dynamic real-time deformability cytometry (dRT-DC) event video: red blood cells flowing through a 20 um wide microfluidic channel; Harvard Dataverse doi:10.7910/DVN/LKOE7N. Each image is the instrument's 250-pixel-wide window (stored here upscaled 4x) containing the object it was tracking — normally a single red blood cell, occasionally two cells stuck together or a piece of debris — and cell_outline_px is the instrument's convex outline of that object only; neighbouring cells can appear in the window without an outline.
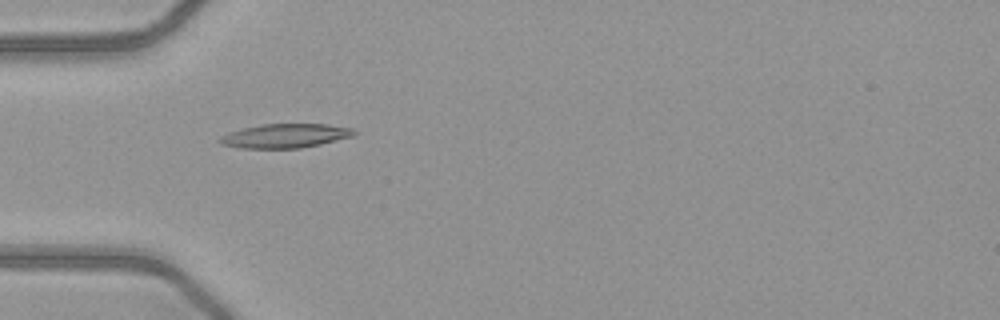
{"species": "common noctule bat (a hibernating species)", "species_latin": "Nyctalus noctula", "temperature_condition": "warm", "stored_images_in_passage": 51, "camera_frame_rate_fps": 3000, "um_per_image_px": 0.085, "animal": {"sex": "female", "body_mass_g": 21.9}, "frame": {"image": 1, "passage_image": 16, "time_ms": 5.0, "image_size_px": [1000, 320], "cell_outline_px": [[356, 132], [352, 136], [320, 144], [300, 148], [240, 148], [220, 144], [216, 140], [220, 136], [244, 128], [264, 124], [328, 124], [352, 128]], "centroid_in_image_um": [24.22, 11.55], "position_along_channel_um": 60.8, "area_um2": 18.67}}
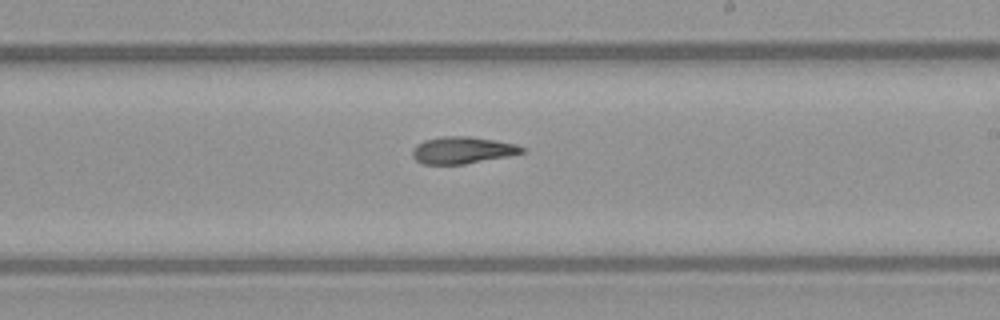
{"frame": {"image": 2, "passage_image": 30, "time_ms": 9.667, "image_size_px": [1000, 320], "cell_outline_px": [[524, 152], [508, 156], [464, 164], [424, 164], [416, 160], [412, 156], [412, 148], [416, 144], [424, 140], [440, 136], [468, 136], [496, 140], [516, 144], [524, 148]], "centroid_in_image_um": [39.27, 12.75], "position_along_channel_um": 249.7, "area_um2": 17.22}}
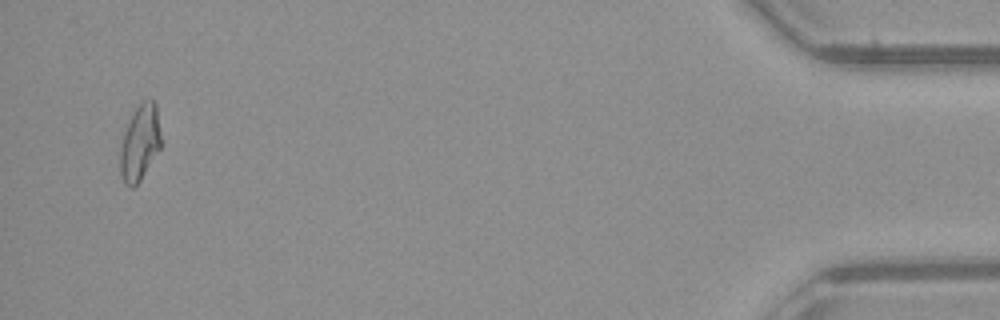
{"frame": {"image": 3, "passage_image": 49, "time_ms": 16.0, "image_size_px": [1000, 320], "cell_outline_px": [[160, 148], [140, 180], [132, 188], [128, 188], [124, 184], [120, 176], [120, 148], [124, 132], [136, 108], [144, 100], [152, 100], [156, 104], [160, 132]], "centroid_in_image_um": [11.87, 12.18], "position_along_channel_um": 423.3, "area_um2": 17.74}, "authors_computed_cell_mechanics": {"area_um2": 17.918, "velocity_mm_per_s": 4.0844, "shape_relaxation_time_tau1_ms": null, "shape_relaxation_time_tau2_ms": 5.5731, "deformation_change_tau1": null, "deformation_change_tau2": 0.1526}}